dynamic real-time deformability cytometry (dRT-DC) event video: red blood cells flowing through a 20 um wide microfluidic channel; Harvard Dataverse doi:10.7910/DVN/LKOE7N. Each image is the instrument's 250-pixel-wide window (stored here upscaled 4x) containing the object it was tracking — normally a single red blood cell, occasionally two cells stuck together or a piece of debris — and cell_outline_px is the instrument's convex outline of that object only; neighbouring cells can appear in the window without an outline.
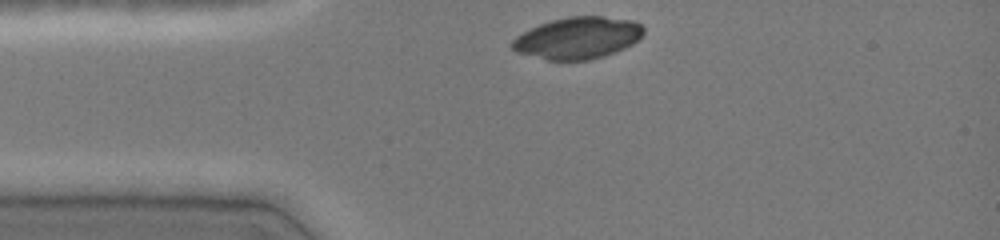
{"species": "common noctule bat (a hibernating species)", "species_latin": "Nyctalus noctula", "temperature_condition": "cold", "stored_images_in_passage": 31, "camera_frame_rate_fps": 3000, "um_per_image_px": 0.085, "animal": {"sex": "female", "body_mass_g": 19.0, "forearm_length_mm": 51.5}, "frame": {"image": 1, "passage_image": 1, "time_ms": 0.0, "image_size_px": [1000, 240], "cell_outline_px": [[644, 32], [640, 40], [624, 48], [604, 56], [588, 60], [548, 60], [516, 52], [512, 48], [512, 40], [516, 36], [540, 24], [552, 20], [568, 16], [604, 16], [632, 20], [640, 24], [644, 28]], "centroid_in_image_um": [49.14, 3.22], "position_along_channel_um": 35.9, "area_um2": 31.96}}
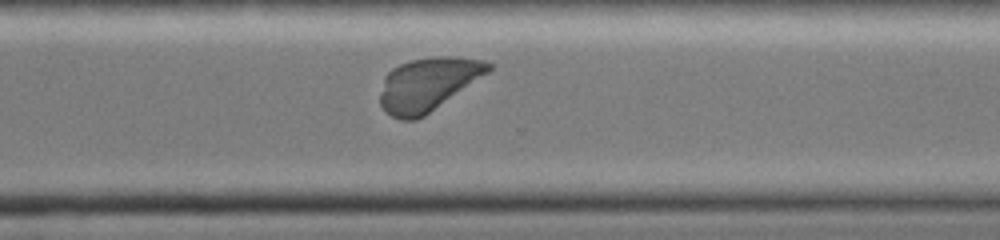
{"frame": {"image": 2, "passage_image": 25, "time_ms": 8.0, "image_size_px": [1000, 240], "cell_outline_px": [[492, 68], [488, 72], [424, 116], [416, 120], [400, 120], [392, 116], [380, 104], [380, 92], [384, 76], [392, 68], [400, 64], [412, 60], [436, 56], [456, 56], [484, 60], [492, 64]], "centroid_in_image_um": [36.35, 7.14], "position_along_channel_um": 334.2, "area_um2": 33.29}}
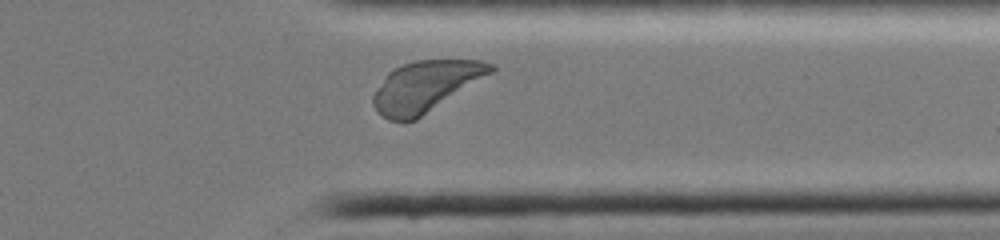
{"frame": {"image": 3, "passage_image": 28, "time_ms": 9.0, "image_size_px": [1000, 240], "cell_outline_px": [[496, 68], [492, 72], [416, 120], [388, 120], [380, 116], [376, 112], [372, 104], [372, 96], [388, 72], [404, 64], [416, 60], [484, 60], [496, 64]], "centroid_in_image_um": [36.16, 7.34], "position_along_channel_um": 375.2, "area_um2": 34.45}}